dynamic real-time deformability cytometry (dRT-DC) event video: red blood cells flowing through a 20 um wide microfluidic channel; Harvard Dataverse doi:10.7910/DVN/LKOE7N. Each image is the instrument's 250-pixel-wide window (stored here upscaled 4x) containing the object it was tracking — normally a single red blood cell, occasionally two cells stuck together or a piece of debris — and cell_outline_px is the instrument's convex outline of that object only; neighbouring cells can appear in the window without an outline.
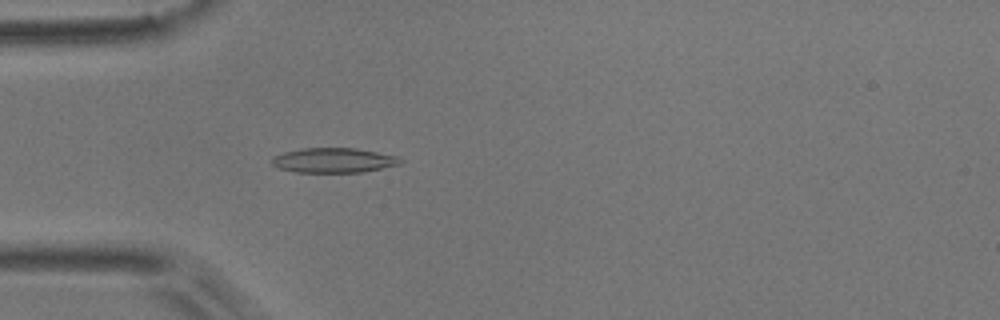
{"species": "common noctule bat (a hibernating species)", "species_latin": "Nyctalus noctula", "temperature_condition": "room temperature", "stored_images_in_passage": 48, "camera_frame_rate_fps": 3000, "um_per_image_px": 0.085, "animal": {"sex": "male", "body_mass_g": 17.9}, "frame": {"image": 1, "passage_image": 10, "time_ms": 3.0, "image_size_px": [1000, 320], "cell_outline_px": [[404, 160], [400, 164], [364, 172], [296, 172], [280, 168], [272, 164], [268, 160], [272, 156], [284, 152], [304, 148], [356, 148], [396, 156]], "centroid_in_image_um": [28.33, 13.62], "position_along_channel_um": 56.7, "area_um2": 18.55}}
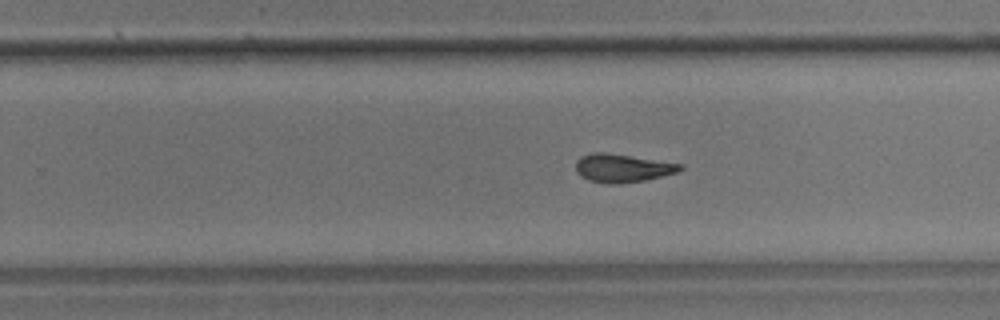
{"frame": {"image": 2, "passage_image": 28, "time_ms": 9.0, "image_size_px": [1000, 320], "cell_outline_px": [[684, 168], [676, 172], [648, 180], [620, 184], [612, 184], [588, 180], [580, 176], [576, 172], [576, 160], [580, 156], [592, 152], [604, 152], [684, 164]], "centroid_in_image_um": [52.89, 14.29], "position_along_channel_um": 276.9, "area_um2": 17.34}}
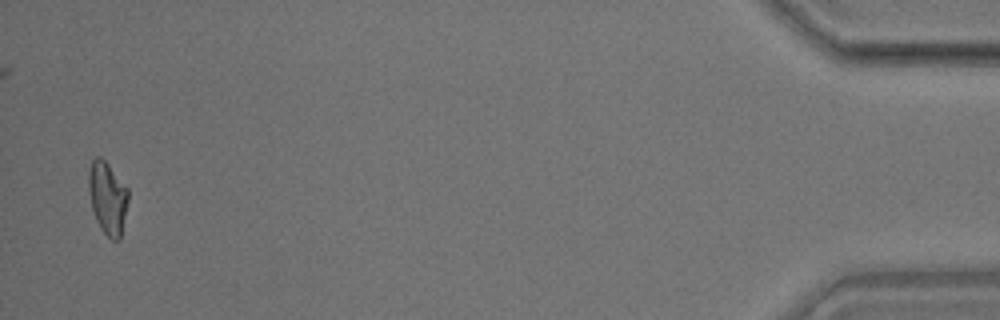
{"frame": {"image": 3, "passage_image": 47, "time_ms": 15.333, "image_size_px": [1000, 320], "cell_outline_px": [[128, 200], [120, 240], [112, 240], [100, 228], [92, 212], [88, 192], [88, 172], [92, 160], [96, 156], [100, 156], [108, 164], [128, 188]], "centroid_in_image_um": [9.12, 16.81], "position_along_channel_um": 426.1, "area_um2": 16.88}, "authors_computed_cell_mechanics": {"area_um2": 17.2822, "velocity_mm_per_s": 3.7412, "shape_relaxation_time_tau1_ms": 5.9993, "shape_relaxation_time_tau2_ms": 4.5961, "deformation_change_tau1": 0.1702, "deformation_change_tau2": 0.1151}}